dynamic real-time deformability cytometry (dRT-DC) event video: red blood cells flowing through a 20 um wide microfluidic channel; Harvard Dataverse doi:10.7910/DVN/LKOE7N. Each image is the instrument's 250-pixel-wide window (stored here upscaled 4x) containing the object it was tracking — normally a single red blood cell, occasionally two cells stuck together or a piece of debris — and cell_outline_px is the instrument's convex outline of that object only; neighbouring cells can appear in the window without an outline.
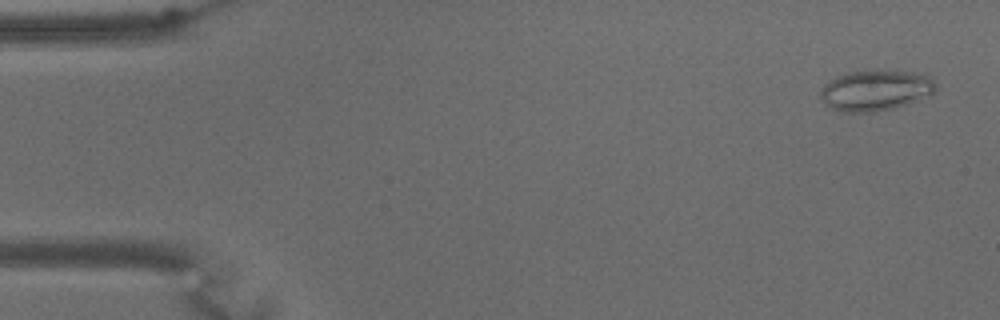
{"species": "common noctule bat (a hibernating species)", "species_latin": "Nyctalus noctula", "temperature_condition": "warm", "stored_images_in_passage": 63, "camera_frame_rate_fps": 3000, "um_per_image_px": 0.085, "animal": {"sex": "male", "body_mass_g": 15.6}, "frame": {"image": 1, "passage_image": 3, "time_ms": 0.667, "image_size_px": [1000, 320], "cell_outline_px": [[936, 88], [932, 92], [916, 100], [892, 108], [872, 112], [844, 112], [832, 108], [820, 96], [820, 92], [824, 84], [828, 80], [836, 76], [848, 72], [908, 72], [928, 76], [936, 84]], "centroid_in_image_um": [74.36, 7.69], "position_along_channel_um": 10.6, "area_um2": 26.3}}
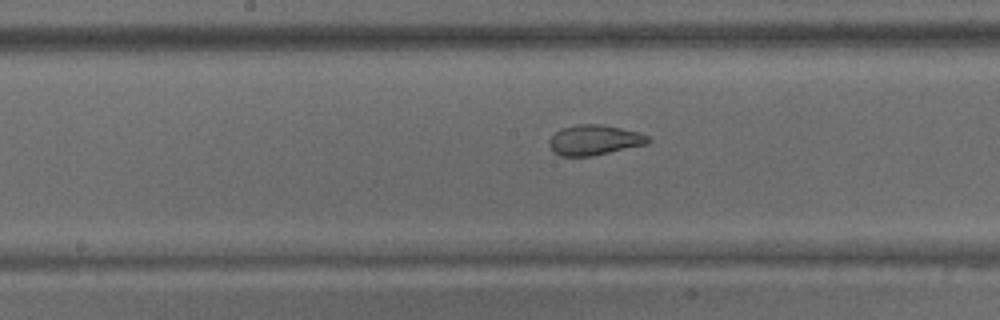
{"frame": {"image": 2, "passage_image": 32, "time_ms": 10.333, "image_size_px": [1000, 320], "cell_outline_px": [[652, 140], [648, 144], [592, 156], [560, 156], [548, 144], [548, 140], [560, 128], [576, 124], [600, 124], [640, 132], [648, 136]], "centroid_in_image_um": [50.54, 11.89], "position_along_channel_um": 197.7, "area_um2": 17.46}}
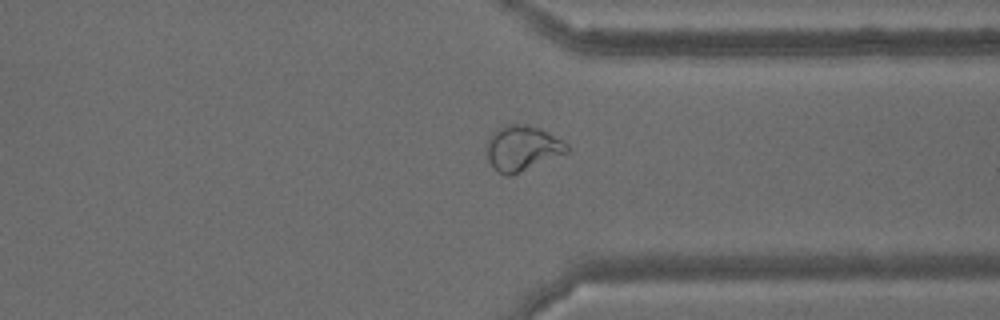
{"frame": {"image": 3, "passage_image": 48, "time_ms": 15.667, "image_size_px": [1000, 320], "cell_outline_px": [[568, 152], [512, 176], [508, 176], [500, 172], [488, 160], [488, 136], [492, 132], [508, 124], [524, 124], [548, 132], [568, 144]], "centroid_in_image_um": [44.4, 12.6], "position_along_channel_um": 367.0, "area_um2": 20.75}, "authors_computed_cell_mechanics": {"area_um2": 22.4842, "velocity_mm_per_s": 3.1932, "shape_relaxation_time_tau1_ms": null, "shape_relaxation_time_tau2_ms": 1.1886, "deformation_change_tau1": null, "deformation_change_tau2": 0.0594}}